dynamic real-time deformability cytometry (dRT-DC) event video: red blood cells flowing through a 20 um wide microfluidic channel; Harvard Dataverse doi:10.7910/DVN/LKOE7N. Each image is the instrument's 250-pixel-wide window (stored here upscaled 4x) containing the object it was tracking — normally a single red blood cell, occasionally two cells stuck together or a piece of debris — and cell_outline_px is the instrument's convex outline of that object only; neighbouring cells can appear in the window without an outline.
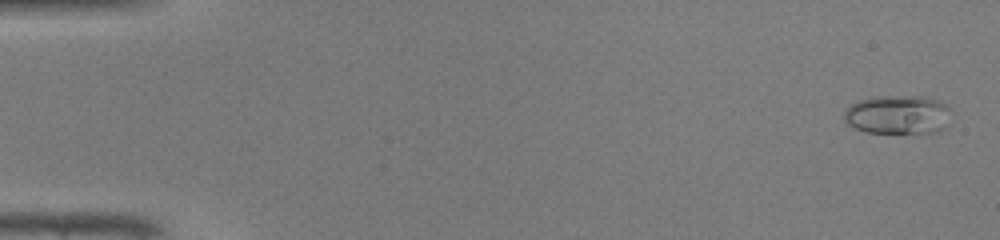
{"species": "common noctule bat (a hibernating species)", "species_latin": "Nyctalus noctula", "temperature_condition": "warm", "stored_images_in_passage": 47, "camera_frame_rate_fps": 3000, "um_per_image_px": 0.085, "animal": {"sex": "male", "body_mass_g": 19.0, "forearm_length_mm": 50.8}, "frame": {"image": 1, "passage_image": 2, "time_ms": 0.333, "image_size_px": [1000, 240], "cell_outline_px": [[952, 112], [948, 124], [944, 128], [936, 132], [868, 132], [856, 128], [848, 124], [844, 120], [844, 112], [852, 104], [860, 100], [872, 96], [920, 96], [940, 100], [952, 108]], "centroid_in_image_um": [76.38, 9.72], "position_along_channel_um": 8.6, "area_um2": 24.39}}
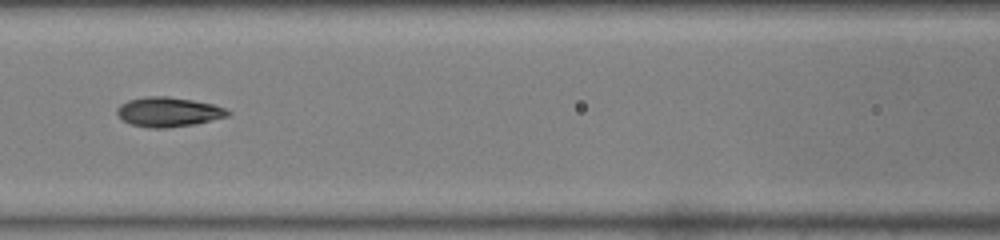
{"frame": {"image": 2, "passage_image": 22, "time_ms": 7.0, "image_size_px": [1000, 240], "cell_outline_px": [[232, 112], [228, 116], [196, 124], [164, 128], [148, 128], [132, 124], [124, 120], [116, 112], [116, 108], [120, 104], [128, 100], [144, 96], [168, 96], [192, 100], [212, 104], [224, 108]], "centroid_in_image_um": [14.31, 9.51], "position_along_channel_um": 152.3, "area_um2": 19.07}}
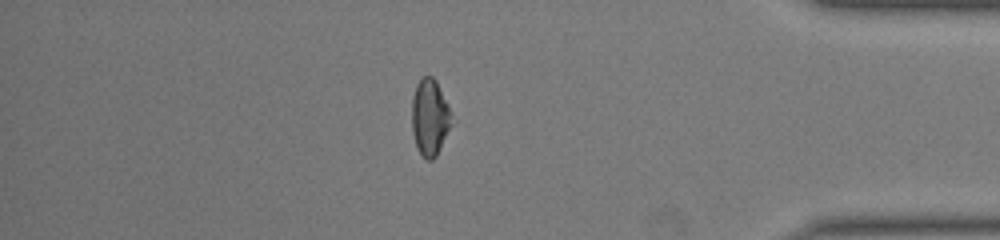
{"frame": {"image": 3, "passage_image": 41, "time_ms": 13.333, "image_size_px": [1000, 240], "cell_outline_px": [[452, 124], [436, 156], [432, 160], [428, 160], [416, 148], [412, 132], [412, 96], [416, 84], [424, 76], [432, 76], [436, 80], [448, 104]], "centroid_in_image_um": [36.52, 9.96], "position_along_channel_um": 398.7, "area_um2": 17.63}, "authors_computed_cell_mechanics": {"area_um2": 18.3804, "velocity_mm_per_s": 4.3717, "shape_relaxation_time_tau1_ms": 3.0174, "shape_relaxation_time_tau2_ms": 1.5119, "deformation_change_tau1": 0.1807, "deformation_change_tau2": 0.0693}}